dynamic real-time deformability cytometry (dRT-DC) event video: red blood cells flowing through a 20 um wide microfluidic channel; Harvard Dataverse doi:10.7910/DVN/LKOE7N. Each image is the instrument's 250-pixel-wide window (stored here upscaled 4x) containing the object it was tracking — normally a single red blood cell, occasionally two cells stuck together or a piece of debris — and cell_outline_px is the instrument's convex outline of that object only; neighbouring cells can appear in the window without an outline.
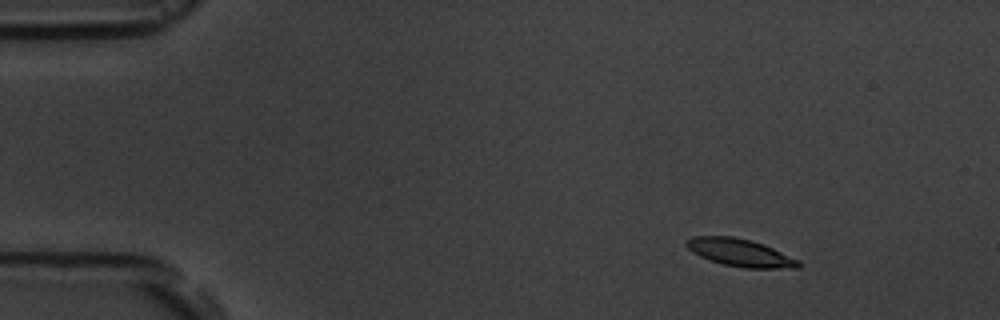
{"species": "common noctule bat (a hibernating species)", "species_latin": "Nyctalus noctula", "temperature_condition": "room temperature", "stored_images_in_passage": 4, "camera_frame_rate_fps": 3000, "um_per_image_px": 0.085, "animal": {"sex": "male", "body_mass_g": 19.5, "forearm_length_mm": 54.6}, "frame": {"image": 1, "passage_image": 2, "time_ms": 1.667, "image_size_px": [1000, 320], "cell_outline_px": [[800, 268], [744, 268], [724, 264], [700, 256], [692, 252], [684, 244], [684, 240], [692, 236], [732, 236], [752, 240], [764, 244], [800, 260]], "centroid_in_image_um": [62.91, 21.46], "position_along_channel_um": 22.1, "area_um2": 18.09}}